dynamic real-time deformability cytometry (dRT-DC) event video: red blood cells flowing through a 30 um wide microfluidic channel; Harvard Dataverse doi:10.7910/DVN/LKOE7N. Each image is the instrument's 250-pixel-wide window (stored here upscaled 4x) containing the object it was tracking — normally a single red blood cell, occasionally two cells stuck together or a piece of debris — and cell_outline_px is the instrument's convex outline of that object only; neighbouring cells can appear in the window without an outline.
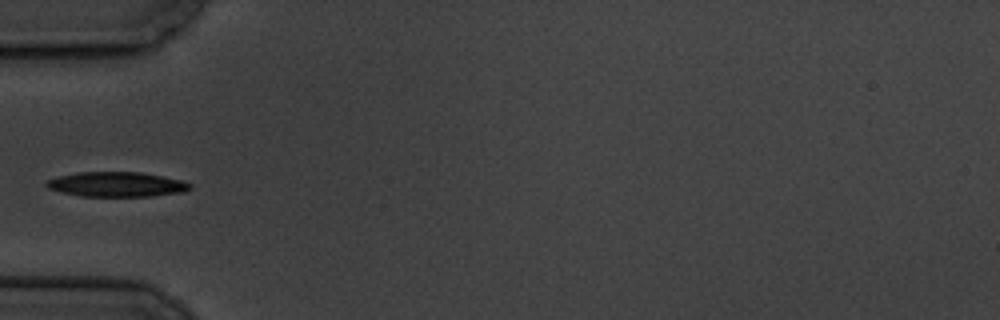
{"species": "common noctule bat (a hibernating species)", "species_latin": "Nyctalus noctula", "temperature_condition": "cold", "stored_images_in_passage": 6, "camera_frame_rate_fps": 3000, "um_per_image_px": 0.085, "animal": {"sex": "male", "body_mass_g": 19.5, "forearm_length_mm": 54.6}, "frame": {"image": 1, "passage_image": 6, "time_ms": 6.0, "image_size_px": [1000, 320], "cell_outline_px": [[192, 188], [184, 192], [148, 196], [80, 196], [48, 188], [44, 184], [44, 180], [56, 176], [80, 172], [140, 172], [180, 180], [192, 184]], "centroid_in_image_um": [9.87, 15.66], "position_along_channel_um": 75.1, "area_um2": 20.69}}